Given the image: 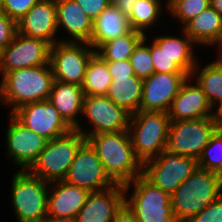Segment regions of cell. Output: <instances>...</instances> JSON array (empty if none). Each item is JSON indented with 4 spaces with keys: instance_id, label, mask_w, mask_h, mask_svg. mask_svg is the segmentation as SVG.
Segmentation results:
<instances>
[{
    "instance_id": "obj_21",
    "label": "cell",
    "mask_w": 222,
    "mask_h": 222,
    "mask_svg": "<svg viewBox=\"0 0 222 222\" xmlns=\"http://www.w3.org/2000/svg\"><path fill=\"white\" fill-rule=\"evenodd\" d=\"M57 28H63L70 34L65 42L89 43L93 20L82 10L75 0H55Z\"/></svg>"
},
{
    "instance_id": "obj_26",
    "label": "cell",
    "mask_w": 222,
    "mask_h": 222,
    "mask_svg": "<svg viewBox=\"0 0 222 222\" xmlns=\"http://www.w3.org/2000/svg\"><path fill=\"white\" fill-rule=\"evenodd\" d=\"M112 79L106 96L131 115L139 112L143 80L137 76Z\"/></svg>"
},
{
    "instance_id": "obj_22",
    "label": "cell",
    "mask_w": 222,
    "mask_h": 222,
    "mask_svg": "<svg viewBox=\"0 0 222 222\" xmlns=\"http://www.w3.org/2000/svg\"><path fill=\"white\" fill-rule=\"evenodd\" d=\"M84 97L85 94L81 86L54 80L48 100L66 123L75 129L80 126L76 116L82 115Z\"/></svg>"
},
{
    "instance_id": "obj_43",
    "label": "cell",
    "mask_w": 222,
    "mask_h": 222,
    "mask_svg": "<svg viewBox=\"0 0 222 222\" xmlns=\"http://www.w3.org/2000/svg\"><path fill=\"white\" fill-rule=\"evenodd\" d=\"M213 114L214 121L216 122L218 129H222V102L215 107Z\"/></svg>"
},
{
    "instance_id": "obj_36",
    "label": "cell",
    "mask_w": 222,
    "mask_h": 222,
    "mask_svg": "<svg viewBox=\"0 0 222 222\" xmlns=\"http://www.w3.org/2000/svg\"><path fill=\"white\" fill-rule=\"evenodd\" d=\"M188 222H222V195Z\"/></svg>"
},
{
    "instance_id": "obj_2",
    "label": "cell",
    "mask_w": 222,
    "mask_h": 222,
    "mask_svg": "<svg viewBox=\"0 0 222 222\" xmlns=\"http://www.w3.org/2000/svg\"><path fill=\"white\" fill-rule=\"evenodd\" d=\"M0 81V102L12 106V113L24 104L48 100L54 76L46 64L6 72Z\"/></svg>"
},
{
    "instance_id": "obj_24",
    "label": "cell",
    "mask_w": 222,
    "mask_h": 222,
    "mask_svg": "<svg viewBox=\"0 0 222 222\" xmlns=\"http://www.w3.org/2000/svg\"><path fill=\"white\" fill-rule=\"evenodd\" d=\"M183 30L195 43L194 46H216L222 36V16L209 6L189 20Z\"/></svg>"
},
{
    "instance_id": "obj_15",
    "label": "cell",
    "mask_w": 222,
    "mask_h": 222,
    "mask_svg": "<svg viewBox=\"0 0 222 222\" xmlns=\"http://www.w3.org/2000/svg\"><path fill=\"white\" fill-rule=\"evenodd\" d=\"M6 132L7 155L20 170H28L45 148L47 139L20 123L11 113Z\"/></svg>"
},
{
    "instance_id": "obj_5",
    "label": "cell",
    "mask_w": 222,
    "mask_h": 222,
    "mask_svg": "<svg viewBox=\"0 0 222 222\" xmlns=\"http://www.w3.org/2000/svg\"><path fill=\"white\" fill-rule=\"evenodd\" d=\"M170 123L166 112L140 110L131 115L128 131L134 153L142 164L167 148Z\"/></svg>"
},
{
    "instance_id": "obj_28",
    "label": "cell",
    "mask_w": 222,
    "mask_h": 222,
    "mask_svg": "<svg viewBox=\"0 0 222 222\" xmlns=\"http://www.w3.org/2000/svg\"><path fill=\"white\" fill-rule=\"evenodd\" d=\"M107 62L97 53L89 60L81 85L85 95H106L112 82Z\"/></svg>"
},
{
    "instance_id": "obj_34",
    "label": "cell",
    "mask_w": 222,
    "mask_h": 222,
    "mask_svg": "<svg viewBox=\"0 0 222 222\" xmlns=\"http://www.w3.org/2000/svg\"><path fill=\"white\" fill-rule=\"evenodd\" d=\"M149 49L155 72L185 73L154 41L149 44Z\"/></svg>"
},
{
    "instance_id": "obj_23",
    "label": "cell",
    "mask_w": 222,
    "mask_h": 222,
    "mask_svg": "<svg viewBox=\"0 0 222 222\" xmlns=\"http://www.w3.org/2000/svg\"><path fill=\"white\" fill-rule=\"evenodd\" d=\"M131 30L128 17L111 4L93 21L89 45L96 51L102 44Z\"/></svg>"
},
{
    "instance_id": "obj_18",
    "label": "cell",
    "mask_w": 222,
    "mask_h": 222,
    "mask_svg": "<svg viewBox=\"0 0 222 222\" xmlns=\"http://www.w3.org/2000/svg\"><path fill=\"white\" fill-rule=\"evenodd\" d=\"M189 76L179 88L177 96L173 99L168 116L171 121L195 120L213 117L214 110L207 96L199 85ZM190 82V83H189Z\"/></svg>"
},
{
    "instance_id": "obj_33",
    "label": "cell",
    "mask_w": 222,
    "mask_h": 222,
    "mask_svg": "<svg viewBox=\"0 0 222 222\" xmlns=\"http://www.w3.org/2000/svg\"><path fill=\"white\" fill-rule=\"evenodd\" d=\"M146 36L148 35H145L144 38L137 44L133 54L129 58L135 76L142 80L148 78L155 72L150 49L148 44H146V40L148 39Z\"/></svg>"
},
{
    "instance_id": "obj_16",
    "label": "cell",
    "mask_w": 222,
    "mask_h": 222,
    "mask_svg": "<svg viewBox=\"0 0 222 222\" xmlns=\"http://www.w3.org/2000/svg\"><path fill=\"white\" fill-rule=\"evenodd\" d=\"M186 73H157L143 79L140 110L168 113Z\"/></svg>"
},
{
    "instance_id": "obj_8",
    "label": "cell",
    "mask_w": 222,
    "mask_h": 222,
    "mask_svg": "<svg viewBox=\"0 0 222 222\" xmlns=\"http://www.w3.org/2000/svg\"><path fill=\"white\" fill-rule=\"evenodd\" d=\"M197 168V159L164 149L160 155L143 163L142 175L171 195Z\"/></svg>"
},
{
    "instance_id": "obj_14",
    "label": "cell",
    "mask_w": 222,
    "mask_h": 222,
    "mask_svg": "<svg viewBox=\"0 0 222 222\" xmlns=\"http://www.w3.org/2000/svg\"><path fill=\"white\" fill-rule=\"evenodd\" d=\"M11 114L28 129L48 141L72 129L49 100L24 104Z\"/></svg>"
},
{
    "instance_id": "obj_1",
    "label": "cell",
    "mask_w": 222,
    "mask_h": 222,
    "mask_svg": "<svg viewBox=\"0 0 222 222\" xmlns=\"http://www.w3.org/2000/svg\"><path fill=\"white\" fill-rule=\"evenodd\" d=\"M86 141L95 150L106 173L116 184H126L142 175L128 130L90 135Z\"/></svg>"
},
{
    "instance_id": "obj_3",
    "label": "cell",
    "mask_w": 222,
    "mask_h": 222,
    "mask_svg": "<svg viewBox=\"0 0 222 222\" xmlns=\"http://www.w3.org/2000/svg\"><path fill=\"white\" fill-rule=\"evenodd\" d=\"M221 195L222 175L198 167L171 194L175 220L188 222Z\"/></svg>"
},
{
    "instance_id": "obj_29",
    "label": "cell",
    "mask_w": 222,
    "mask_h": 222,
    "mask_svg": "<svg viewBox=\"0 0 222 222\" xmlns=\"http://www.w3.org/2000/svg\"><path fill=\"white\" fill-rule=\"evenodd\" d=\"M144 36L131 29L128 33L102 44L96 53L106 62L128 60Z\"/></svg>"
},
{
    "instance_id": "obj_42",
    "label": "cell",
    "mask_w": 222,
    "mask_h": 222,
    "mask_svg": "<svg viewBox=\"0 0 222 222\" xmlns=\"http://www.w3.org/2000/svg\"><path fill=\"white\" fill-rule=\"evenodd\" d=\"M42 222H78L77 217H49L47 216Z\"/></svg>"
},
{
    "instance_id": "obj_39",
    "label": "cell",
    "mask_w": 222,
    "mask_h": 222,
    "mask_svg": "<svg viewBox=\"0 0 222 222\" xmlns=\"http://www.w3.org/2000/svg\"><path fill=\"white\" fill-rule=\"evenodd\" d=\"M109 73L112 78L135 76L134 70L128 60L107 62Z\"/></svg>"
},
{
    "instance_id": "obj_11",
    "label": "cell",
    "mask_w": 222,
    "mask_h": 222,
    "mask_svg": "<svg viewBox=\"0 0 222 222\" xmlns=\"http://www.w3.org/2000/svg\"><path fill=\"white\" fill-rule=\"evenodd\" d=\"M96 51L88 43L59 42L51 46L54 80L81 86L87 64Z\"/></svg>"
},
{
    "instance_id": "obj_20",
    "label": "cell",
    "mask_w": 222,
    "mask_h": 222,
    "mask_svg": "<svg viewBox=\"0 0 222 222\" xmlns=\"http://www.w3.org/2000/svg\"><path fill=\"white\" fill-rule=\"evenodd\" d=\"M49 185L51 193H48L47 202L49 217H77L91 193L64 180L51 182Z\"/></svg>"
},
{
    "instance_id": "obj_10",
    "label": "cell",
    "mask_w": 222,
    "mask_h": 222,
    "mask_svg": "<svg viewBox=\"0 0 222 222\" xmlns=\"http://www.w3.org/2000/svg\"><path fill=\"white\" fill-rule=\"evenodd\" d=\"M82 116L86 117L92 129L87 131L81 126L75 129L87 138L95 134L128 130L131 114L106 95H85Z\"/></svg>"
},
{
    "instance_id": "obj_45",
    "label": "cell",
    "mask_w": 222,
    "mask_h": 222,
    "mask_svg": "<svg viewBox=\"0 0 222 222\" xmlns=\"http://www.w3.org/2000/svg\"><path fill=\"white\" fill-rule=\"evenodd\" d=\"M219 49V56H218V59L216 60L215 59V62H217V64L222 68V48H218ZM221 52V54H220Z\"/></svg>"
},
{
    "instance_id": "obj_38",
    "label": "cell",
    "mask_w": 222,
    "mask_h": 222,
    "mask_svg": "<svg viewBox=\"0 0 222 222\" xmlns=\"http://www.w3.org/2000/svg\"><path fill=\"white\" fill-rule=\"evenodd\" d=\"M75 2L93 21L111 4V0H75Z\"/></svg>"
},
{
    "instance_id": "obj_40",
    "label": "cell",
    "mask_w": 222,
    "mask_h": 222,
    "mask_svg": "<svg viewBox=\"0 0 222 222\" xmlns=\"http://www.w3.org/2000/svg\"><path fill=\"white\" fill-rule=\"evenodd\" d=\"M112 222H139L126 204L118 211Z\"/></svg>"
},
{
    "instance_id": "obj_30",
    "label": "cell",
    "mask_w": 222,
    "mask_h": 222,
    "mask_svg": "<svg viewBox=\"0 0 222 222\" xmlns=\"http://www.w3.org/2000/svg\"><path fill=\"white\" fill-rule=\"evenodd\" d=\"M162 3V0H137L128 17L131 29L147 35L145 30L158 25L156 22L162 15L161 11H164Z\"/></svg>"
},
{
    "instance_id": "obj_6",
    "label": "cell",
    "mask_w": 222,
    "mask_h": 222,
    "mask_svg": "<svg viewBox=\"0 0 222 222\" xmlns=\"http://www.w3.org/2000/svg\"><path fill=\"white\" fill-rule=\"evenodd\" d=\"M123 186L125 204L139 222H177L172 210L171 195L153 185L143 175ZM130 188H133L132 193Z\"/></svg>"
},
{
    "instance_id": "obj_31",
    "label": "cell",
    "mask_w": 222,
    "mask_h": 222,
    "mask_svg": "<svg viewBox=\"0 0 222 222\" xmlns=\"http://www.w3.org/2000/svg\"><path fill=\"white\" fill-rule=\"evenodd\" d=\"M198 167L222 175V129H217L198 158Z\"/></svg>"
},
{
    "instance_id": "obj_27",
    "label": "cell",
    "mask_w": 222,
    "mask_h": 222,
    "mask_svg": "<svg viewBox=\"0 0 222 222\" xmlns=\"http://www.w3.org/2000/svg\"><path fill=\"white\" fill-rule=\"evenodd\" d=\"M198 64L197 62L189 77L195 79L194 82L203 90L215 109L222 102V68L215 61L209 62L202 69Z\"/></svg>"
},
{
    "instance_id": "obj_13",
    "label": "cell",
    "mask_w": 222,
    "mask_h": 222,
    "mask_svg": "<svg viewBox=\"0 0 222 222\" xmlns=\"http://www.w3.org/2000/svg\"><path fill=\"white\" fill-rule=\"evenodd\" d=\"M51 45L17 32L12 42L0 52V73L50 64Z\"/></svg>"
},
{
    "instance_id": "obj_46",
    "label": "cell",
    "mask_w": 222,
    "mask_h": 222,
    "mask_svg": "<svg viewBox=\"0 0 222 222\" xmlns=\"http://www.w3.org/2000/svg\"><path fill=\"white\" fill-rule=\"evenodd\" d=\"M216 45H218L217 47L222 48V36H221V39L219 40V42Z\"/></svg>"
},
{
    "instance_id": "obj_37",
    "label": "cell",
    "mask_w": 222,
    "mask_h": 222,
    "mask_svg": "<svg viewBox=\"0 0 222 222\" xmlns=\"http://www.w3.org/2000/svg\"><path fill=\"white\" fill-rule=\"evenodd\" d=\"M17 34V22L0 9V52L4 50Z\"/></svg>"
},
{
    "instance_id": "obj_17",
    "label": "cell",
    "mask_w": 222,
    "mask_h": 222,
    "mask_svg": "<svg viewBox=\"0 0 222 222\" xmlns=\"http://www.w3.org/2000/svg\"><path fill=\"white\" fill-rule=\"evenodd\" d=\"M57 18L55 0H40L19 21L17 32L48 42L51 46L63 39L57 40Z\"/></svg>"
},
{
    "instance_id": "obj_12",
    "label": "cell",
    "mask_w": 222,
    "mask_h": 222,
    "mask_svg": "<svg viewBox=\"0 0 222 222\" xmlns=\"http://www.w3.org/2000/svg\"><path fill=\"white\" fill-rule=\"evenodd\" d=\"M64 181L90 192L103 191L116 185L87 141L77 150Z\"/></svg>"
},
{
    "instance_id": "obj_7",
    "label": "cell",
    "mask_w": 222,
    "mask_h": 222,
    "mask_svg": "<svg viewBox=\"0 0 222 222\" xmlns=\"http://www.w3.org/2000/svg\"><path fill=\"white\" fill-rule=\"evenodd\" d=\"M11 203L18 222H42L47 217L48 182L33 176L28 170L14 173Z\"/></svg>"
},
{
    "instance_id": "obj_32",
    "label": "cell",
    "mask_w": 222,
    "mask_h": 222,
    "mask_svg": "<svg viewBox=\"0 0 222 222\" xmlns=\"http://www.w3.org/2000/svg\"><path fill=\"white\" fill-rule=\"evenodd\" d=\"M210 6V0H167L166 8L183 26Z\"/></svg>"
},
{
    "instance_id": "obj_25",
    "label": "cell",
    "mask_w": 222,
    "mask_h": 222,
    "mask_svg": "<svg viewBox=\"0 0 222 222\" xmlns=\"http://www.w3.org/2000/svg\"><path fill=\"white\" fill-rule=\"evenodd\" d=\"M182 31V37L161 35L155 37L153 41L190 76L198 61L193 50L194 42L183 29Z\"/></svg>"
},
{
    "instance_id": "obj_9",
    "label": "cell",
    "mask_w": 222,
    "mask_h": 222,
    "mask_svg": "<svg viewBox=\"0 0 222 222\" xmlns=\"http://www.w3.org/2000/svg\"><path fill=\"white\" fill-rule=\"evenodd\" d=\"M217 129L213 117L171 121L166 149L198 160Z\"/></svg>"
},
{
    "instance_id": "obj_44",
    "label": "cell",
    "mask_w": 222,
    "mask_h": 222,
    "mask_svg": "<svg viewBox=\"0 0 222 222\" xmlns=\"http://www.w3.org/2000/svg\"><path fill=\"white\" fill-rule=\"evenodd\" d=\"M210 6L222 16V0H210Z\"/></svg>"
},
{
    "instance_id": "obj_41",
    "label": "cell",
    "mask_w": 222,
    "mask_h": 222,
    "mask_svg": "<svg viewBox=\"0 0 222 222\" xmlns=\"http://www.w3.org/2000/svg\"><path fill=\"white\" fill-rule=\"evenodd\" d=\"M136 1L137 0H111V5L129 17Z\"/></svg>"
},
{
    "instance_id": "obj_4",
    "label": "cell",
    "mask_w": 222,
    "mask_h": 222,
    "mask_svg": "<svg viewBox=\"0 0 222 222\" xmlns=\"http://www.w3.org/2000/svg\"><path fill=\"white\" fill-rule=\"evenodd\" d=\"M85 141L86 137L77 129L47 141L28 171L48 183L64 180L77 150Z\"/></svg>"
},
{
    "instance_id": "obj_19",
    "label": "cell",
    "mask_w": 222,
    "mask_h": 222,
    "mask_svg": "<svg viewBox=\"0 0 222 222\" xmlns=\"http://www.w3.org/2000/svg\"><path fill=\"white\" fill-rule=\"evenodd\" d=\"M125 204L122 184L99 192H91L78 213V222H112Z\"/></svg>"
},
{
    "instance_id": "obj_35",
    "label": "cell",
    "mask_w": 222,
    "mask_h": 222,
    "mask_svg": "<svg viewBox=\"0 0 222 222\" xmlns=\"http://www.w3.org/2000/svg\"><path fill=\"white\" fill-rule=\"evenodd\" d=\"M40 0H0V9L15 22L19 21Z\"/></svg>"
}]
</instances>
